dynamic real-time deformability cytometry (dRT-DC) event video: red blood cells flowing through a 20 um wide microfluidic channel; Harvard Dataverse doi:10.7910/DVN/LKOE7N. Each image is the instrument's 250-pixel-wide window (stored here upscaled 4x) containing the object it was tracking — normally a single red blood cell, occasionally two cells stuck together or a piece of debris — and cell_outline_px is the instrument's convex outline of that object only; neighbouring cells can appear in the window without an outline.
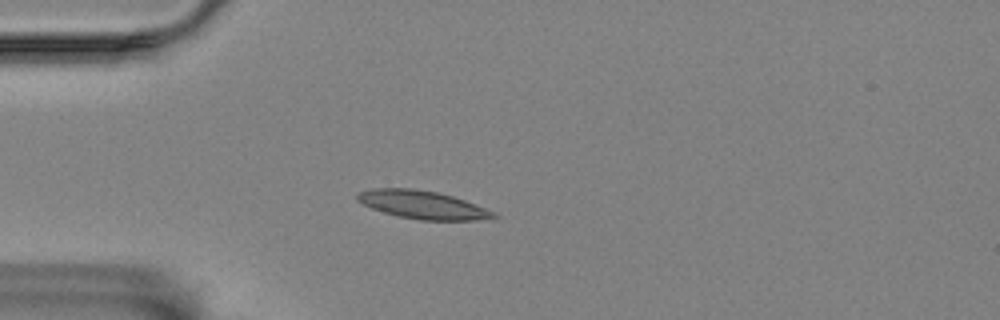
{"species": "Egyptian fruit bat (a non-hibernating species)", "species_latin": "Rousettus aegyptiacus", "temperature_condition": "room temperature", "stored_images_in_passage": 43, "camera_frame_rate_fps": 3000, "um_per_image_px": 0.085, "animal": {"sex": "female"}, "frame": {"image": 1, "passage_image": 1, "time_ms": 0.0, "image_size_px": [1000, 320], "cell_outline_px": [[500, 216], [476, 220], [420, 220], [396, 216], [372, 208], [356, 200], [356, 192], [372, 188], [412, 188], [436, 192], [452, 196], [464, 200], [496, 212]], "centroid_in_image_um": [35.89, 17.4], "position_along_channel_um": 49.1, "area_um2": 22.31}}
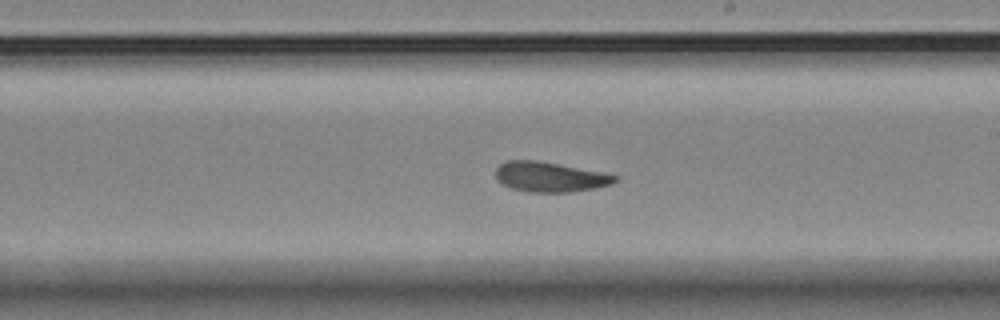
{"frame": {"image": 2, "passage_image": 19, "time_ms": 6.0, "image_size_px": [1000, 320], "cell_outline_px": [[620, 180], [612, 184], [596, 188], [572, 192], [528, 192], [512, 188], [504, 184], [496, 176], [496, 168], [500, 164], [508, 160], [536, 160], [600, 172], [620, 176]], "centroid_in_image_um": [46.79, 15.04], "position_along_channel_um": 242.2, "area_um2": 20.69}}
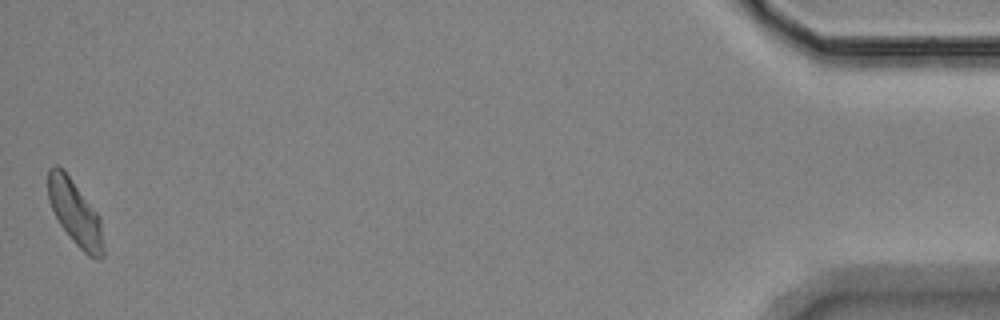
{"frame": {"image": 3, "passage_image": 43, "time_ms": 14.0, "image_size_px": [1000, 320], "cell_outline_px": [[104, 256], [100, 260], [96, 260], [88, 256], [72, 240], [60, 224], [48, 200], [48, 168], [52, 164], [56, 164], [64, 168], [100, 216], [104, 248]], "centroid_in_image_um": [6.39, 18.07], "position_along_channel_um": 428.8, "area_um2": 21.27}, "authors_computed_cell_mechanics": {"area_um2": 21.0392, "velocity_mm_per_s": 3.4375, "shape_relaxation_time_tau1_ms": 6.6681, "shape_relaxation_time_tau2_ms": 1.6953, "deformation_change_tau1": 0.1619, "deformation_change_tau2": 0.0829}}